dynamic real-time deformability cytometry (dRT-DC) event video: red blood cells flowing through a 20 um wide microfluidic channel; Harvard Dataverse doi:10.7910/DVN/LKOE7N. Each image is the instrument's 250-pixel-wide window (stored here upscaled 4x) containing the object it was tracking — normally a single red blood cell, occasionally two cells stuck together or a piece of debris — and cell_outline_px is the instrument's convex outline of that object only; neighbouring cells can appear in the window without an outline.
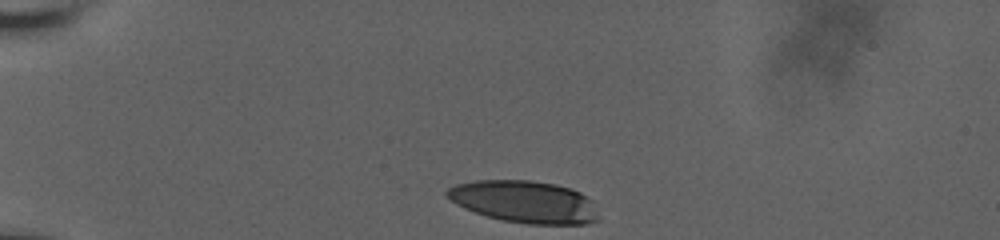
{"species": "human", "species_latin": "Homo sapiens", "temperature_condition": "room temperature", "stored_images_in_passage": 36, "camera_frame_rate_fps": 3000, "um_per_image_px": 0.085, "donor": {"sex": "male"}, "frame": {"image": 1, "passage_image": 1, "time_ms": 0.0, "image_size_px": [1000, 240], "cell_outline_px": [[600, 220], [588, 224], [528, 224], [504, 220], [488, 216], [464, 208], [456, 204], [444, 192], [448, 188], [456, 184], [472, 180], [528, 180], [556, 184], [572, 188], [580, 192], [592, 200]], "centroid_in_image_um": [44.61, 17.14], "position_along_channel_um": 40.4, "area_um2": 37.34}}
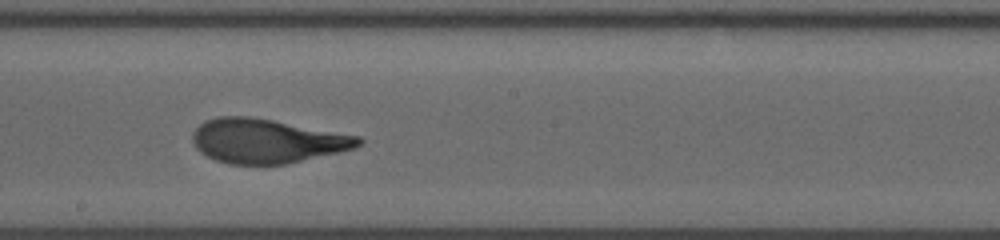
{"frame": {"image": 2, "passage_image": 21, "time_ms": 6.667, "image_size_px": [1000, 240], "cell_outline_px": [[364, 140], [360, 144], [352, 148], [340, 152], [288, 164], [228, 164], [216, 160], [200, 152], [196, 148], [192, 140], [192, 132], [204, 120], [216, 116], [248, 116], [272, 120], [360, 136]], "centroid_in_image_um": [22.65, 11.98], "position_along_channel_um": 225.5, "area_um2": 42.77}}
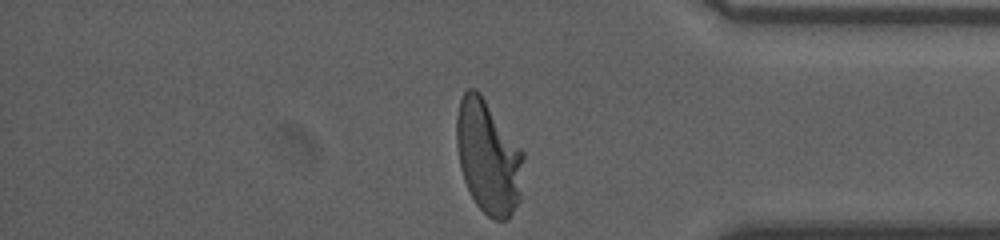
{"frame": {"image": 3, "passage_image": 36, "time_ms": 11.667, "image_size_px": [1000, 240], "cell_outline_px": [[524, 156], [520, 200], [508, 220], [496, 220], [488, 216], [476, 204], [464, 180], [460, 168], [456, 144], [456, 116], [460, 100], [464, 92], [468, 88], [476, 88], [480, 92], [524, 152]], "centroid_in_image_um": [41.5, 13.34], "position_along_channel_um": 393.7, "area_um2": 44.45}, "authors_computed_cell_mechanics": {"area_um2": 42.1362, "velocity_mm_per_s": 3.6402, "shape_relaxation_time_tau1_ms": 6.2802, "shape_relaxation_time_tau2_ms": null, "deformation_change_tau1": 0.2624, "deformation_change_tau2": null}}